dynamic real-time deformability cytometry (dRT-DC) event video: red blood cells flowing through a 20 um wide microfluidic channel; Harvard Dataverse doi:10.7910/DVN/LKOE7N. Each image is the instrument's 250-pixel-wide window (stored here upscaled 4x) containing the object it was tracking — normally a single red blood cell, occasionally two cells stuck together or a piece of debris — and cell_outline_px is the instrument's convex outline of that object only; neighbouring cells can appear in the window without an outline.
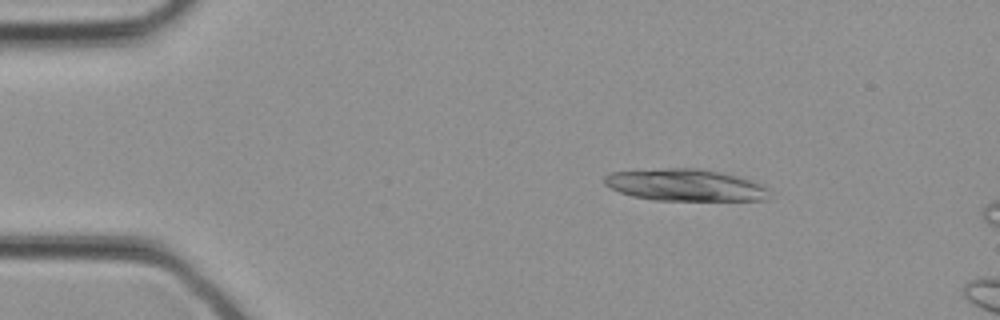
{"species": "common noctule bat (a hibernating species)", "species_latin": "Nyctalus noctula", "temperature_condition": "cold", "stored_images_in_passage": 8, "camera_frame_rate_fps": 3000, "um_per_image_px": 0.085, "animal": {"sex": "female", "body_mass_g": 21.9}, "frame": {"image": 1, "passage_image": 4, "time_ms": 1.0, "image_size_px": [1000, 320], "cell_outline_px": [[772, 196], [768, 200], [652, 200], [632, 196], [620, 192], [604, 184], [604, 176], [608, 172], [664, 168], [696, 168], [720, 172], [736, 176], [764, 184], [768, 188]], "centroid_in_image_um": [58.27, 15.73], "position_along_channel_um": 26.7, "area_um2": 30.92}}